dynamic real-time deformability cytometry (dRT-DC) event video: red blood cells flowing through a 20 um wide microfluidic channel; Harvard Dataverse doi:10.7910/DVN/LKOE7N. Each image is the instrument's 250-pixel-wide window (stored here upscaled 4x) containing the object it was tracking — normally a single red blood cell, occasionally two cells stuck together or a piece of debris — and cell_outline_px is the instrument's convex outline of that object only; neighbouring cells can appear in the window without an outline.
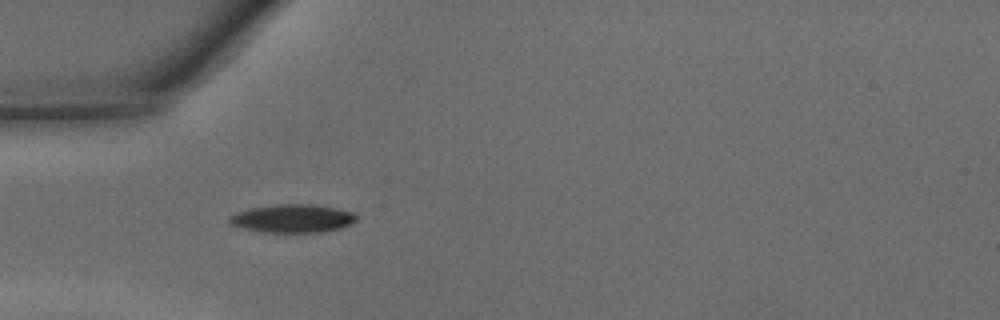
{"species": "common noctule bat (a hibernating species)", "species_latin": "Nyctalus noctula", "temperature_condition": "warm", "stored_images_in_passage": 33, "camera_frame_rate_fps": 3000, "um_per_image_px": 0.085, "animal": {"sex": "male", "body_mass_g": 15.6}, "frame": {"image": 1, "passage_image": 1, "time_ms": 0.0, "image_size_px": [1000, 320], "cell_outline_px": [[356, 220], [340, 228], [320, 232], [260, 232], [244, 228], [232, 224], [228, 220], [228, 216], [236, 212], [248, 208], [276, 204], [312, 204], [352, 212], [356, 216]], "centroid_in_image_um": [24.8, 18.56], "position_along_channel_um": 60.2, "area_um2": 20.69}}
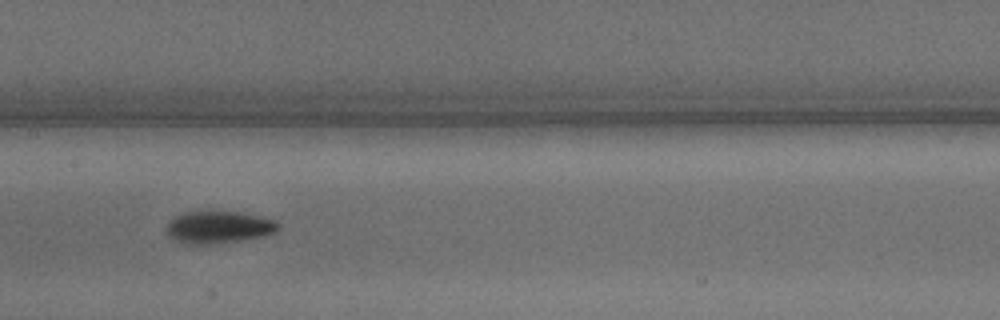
{"frame": {"image": 2, "passage_image": 10, "time_ms": 3.0, "image_size_px": [1000, 320], "cell_outline_px": [[280, 228], [276, 232], [264, 236], [240, 240], [208, 244], [184, 244], [172, 240], [168, 236], [168, 220], [184, 212], [212, 208], [260, 216], [276, 220], [280, 224]], "centroid_in_image_um": [18.57, 19.27], "position_along_channel_um": 188.8, "area_um2": 21.73}}
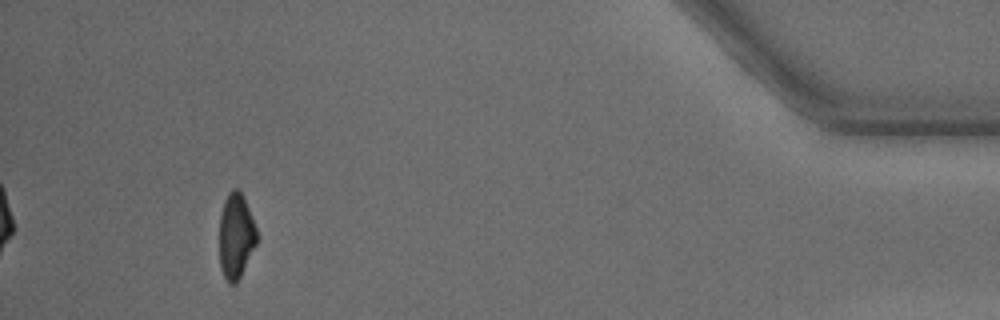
{"frame": {"image": 3, "passage_image": 30, "time_ms": 9.667, "image_size_px": [1000, 320], "cell_outline_px": [[256, 244], [236, 284], [228, 284], [220, 268], [220, 216], [224, 200], [228, 192], [232, 188], [240, 188], [244, 196], [256, 228]], "centroid_in_image_um": [20.04, 20.02], "position_along_channel_um": 415.2, "area_um2": 18.55}, "authors_computed_cell_mechanics": {"area_um2": 20.0566, "velocity_mm_per_s": 4.3592, "shape_relaxation_time_tau1_ms": 3.1039, "shape_relaxation_time_tau2_ms": 6.8999, "deformation_change_tau1": 0.1413, "deformation_change_tau2": 0.1344}}